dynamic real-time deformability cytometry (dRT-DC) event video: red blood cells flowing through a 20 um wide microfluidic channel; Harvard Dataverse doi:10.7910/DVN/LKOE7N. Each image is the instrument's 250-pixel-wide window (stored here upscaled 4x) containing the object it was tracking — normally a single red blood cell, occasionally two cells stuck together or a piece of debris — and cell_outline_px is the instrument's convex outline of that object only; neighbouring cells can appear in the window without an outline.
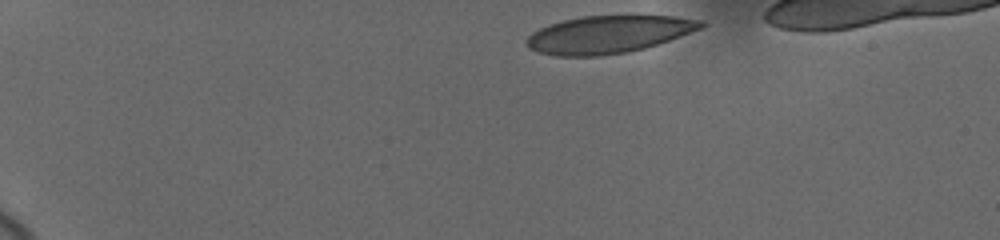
{"species": "human", "species_latin": "Homo sapiens", "temperature_condition": "cold", "stored_images_in_passage": 24, "camera_frame_rate_fps": 3000, "um_per_image_px": 0.085, "donor": {"sex": "female"}, "frame": {"image": 1, "passage_image": 1, "time_ms": 0.0, "image_size_px": [1000, 240], "cell_outline_px": [[708, 24], [700, 28], [668, 40], [644, 48], [628, 52], [600, 56], [556, 56], [536, 52], [528, 48], [524, 44], [524, 40], [532, 32], [548, 24], [580, 16], [672, 16], [704, 20]], "centroid_in_image_um": [51.65, 2.93], "position_along_channel_um": 33.4, "area_um2": 38.15}}
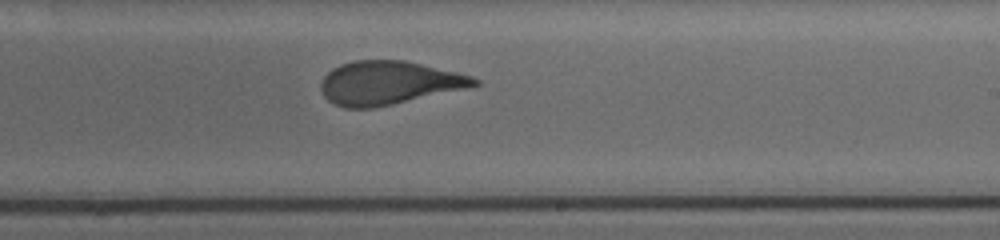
{"frame": {"image": 2, "passage_image": 14, "time_ms": 8.667, "image_size_px": [1000, 240], "cell_outline_px": [[480, 84], [464, 88], [392, 104], [372, 108], [344, 108], [332, 104], [324, 96], [320, 88], [320, 80], [332, 68], [340, 64], [352, 60], [404, 60], [456, 72], [472, 76], [480, 80]], "centroid_in_image_um": [32.96, 7.04], "position_along_channel_um": 256.0, "area_um2": 38.67}}
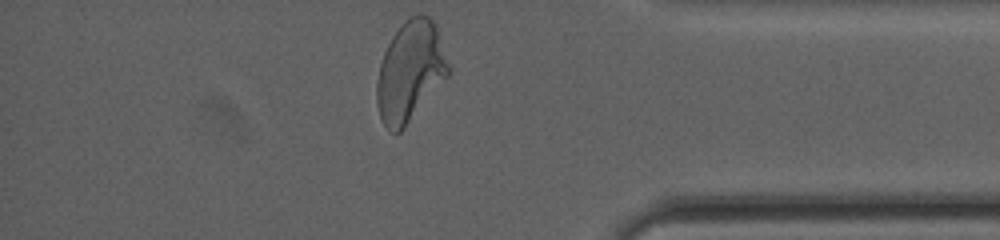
{"frame": {"image": 3, "passage_image": 24, "time_ms": 13.0, "image_size_px": [1000, 240], "cell_outline_px": [[452, 72], [404, 128], [400, 132], [392, 132], [384, 124], [380, 116], [376, 100], [376, 84], [380, 64], [384, 52], [392, 36], [408, 16], [420, 12], [428, 16], [436, 24]], "centroid_in_image_um": [34.89, 6.04], "position_along_channel_um": 400.3, "area_um2": 41.96}, "authors_computed_cell_mechanics": {"area_um2": 40.0843, "velocity_mm_per_s": 3.6709, "shape_relaxation_time_tau1_ms": 5.1104, "shape_relaxation_time_tau2_ms": 0.768, "deformation_change_tau1": 0.192, "deformation_change_tau2": 0.0619}}